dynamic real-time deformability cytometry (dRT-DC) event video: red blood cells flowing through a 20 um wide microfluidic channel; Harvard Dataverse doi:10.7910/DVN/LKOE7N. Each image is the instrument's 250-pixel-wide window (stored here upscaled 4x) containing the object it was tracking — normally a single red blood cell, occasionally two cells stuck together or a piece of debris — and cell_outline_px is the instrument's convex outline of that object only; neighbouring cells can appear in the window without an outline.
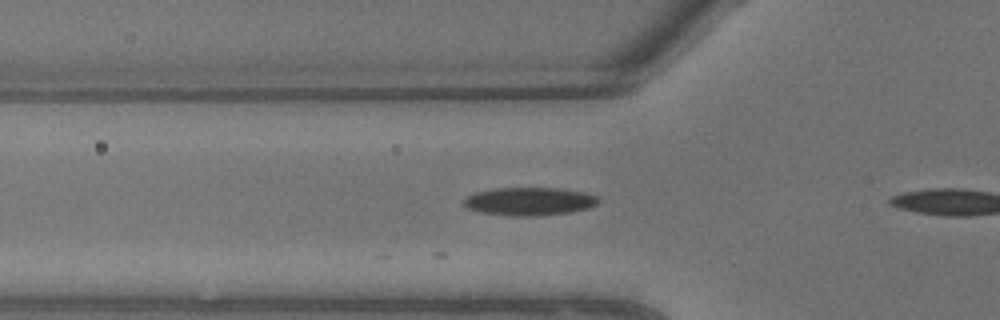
{"species": "common noctule bat (a hibernating species)", "species_latin": "Nyctalus noctula", "temperature_condition": "warm", "stored_images_in_passage": 4, "camera_frame_rate_fps": 3000, "um_per_image_px": 0.085, "animal": {"sex": "male", "body_mass_g": 13.3}, "frame": {"image": 1, "passage_image": 3, "time_ms": 0.667, "image_size_px": [1000, 320], "cell_outline_px": [[600, 200], [596, 204], [588, 208], [572, 212], [532, 216], [512, 216], [480, 212], [464, 208], [460, 204], [464, 196], [476, 192], [496, 188], [560, 188], [584, 192], [596, 196]], "centroid_in_image_um": [44.92, 17.12], "position_along_channel_um": 80.9, "area_um2": 22.31}}